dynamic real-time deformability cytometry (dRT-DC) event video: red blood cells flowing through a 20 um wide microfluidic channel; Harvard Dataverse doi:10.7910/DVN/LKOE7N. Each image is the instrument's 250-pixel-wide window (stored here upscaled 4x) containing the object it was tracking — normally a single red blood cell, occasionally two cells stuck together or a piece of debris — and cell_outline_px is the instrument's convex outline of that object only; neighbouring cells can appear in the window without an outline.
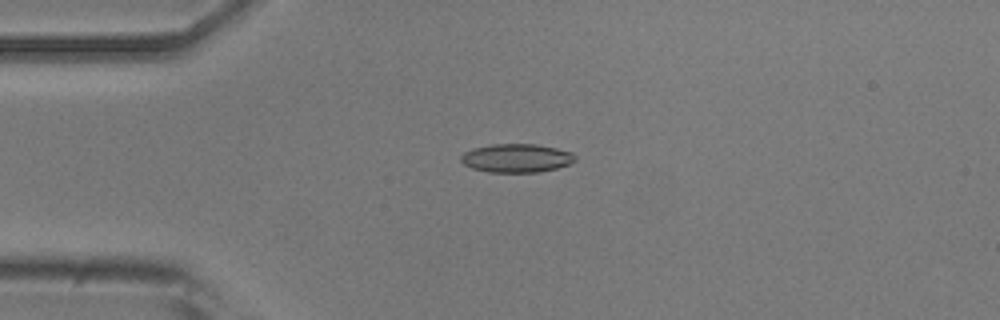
{"species": "common noctule bat (a hibernating species)", "species_latin": "Nyctalus noctula", "temperature_condition": "room temperature", "stored_images_in_passage": 2, "camera_frame_rate_fps": 3000, "um_per_image_px": 0.085, "animal": {"sex": "male", "body_mass_g": 20.5, "forearm_length_mm": 52.5}, "frame": {"image": 1, "passage_image": 1, "time_ms": 0.0, "image_size_px": [1000, 320], "cell_outline_px": [[576, 160], [568, 164], [556, 168], [540, 172], [488, 172], [472, 168], [464, 164], [460, 160], [460, 156], [464, 152], [472, 148], [492, 144], [536, 144], [556, 148], [572, 152], [576, 156]], "centroid_in_image_um": [43.89, 13.43], "position_along_channel_um": 41.1, "area_um2": 19.07}}